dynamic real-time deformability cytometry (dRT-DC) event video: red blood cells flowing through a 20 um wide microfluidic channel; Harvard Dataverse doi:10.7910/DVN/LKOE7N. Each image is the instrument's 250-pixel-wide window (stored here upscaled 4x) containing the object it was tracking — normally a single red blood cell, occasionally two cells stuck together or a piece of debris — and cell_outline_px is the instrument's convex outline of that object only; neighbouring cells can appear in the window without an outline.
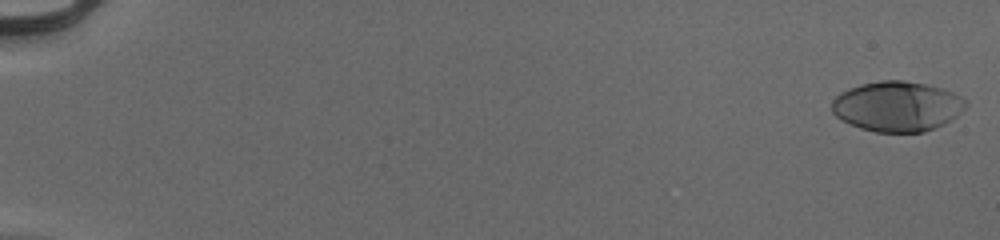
{"species": "human", "species_latin": "Homo sapiens", "temperature_condition": "cold", "stored_images_in_passage": 54, "camera_frame_rate_fps": 3000, "um_per_image_px": 0.085, "donor": {"sex": "male"}, "frame": {"image": 1, "passage_image": 1, "time_ms": 0.0, "image_size_px": [1000, 240], "cell_outline_px": [[968, 104], [952, 120], [944, 124], [924, 132], [876, 132], [860, 128], [836, 116], [832, 112], [832, 100], [840, 92], [848, 88], [860, 84], [880, 80], [904, 80], [924, 84], [940, 88], [952, 92], [968, 100]], "centroid_in_image_um": [76.26, 9.03], "position_along_channel_um": 8.7, "area_um2": 39.13}}
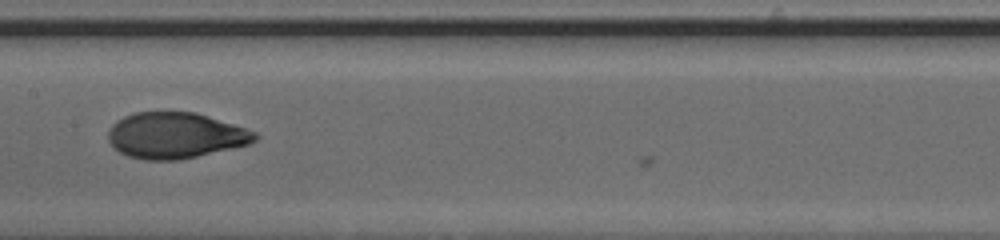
{"frame": {"image": 2, "passage_image": 30, "time_ms": 9.667, "image_size_px": [1000, 240], "cell_outline_px": [[260, 136], [256, 140], [248, 144], [232, 148], [196, 156], [176, 160], [144, 160], [128, 156], [112, 148], [108, 140], [108, 132], [112, 124], [116, 120], [124, 116], [136, 112], [196, 112], [256, 132]], "centroid_in_image_um": [14.86, 11.51], "position_along_channel_um": 192.5, "area_um2": 39.19}}
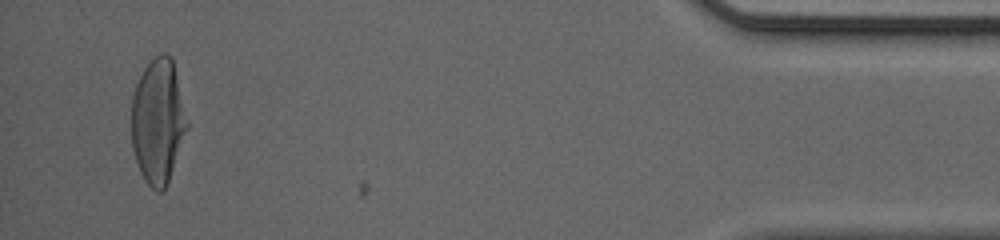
{"frame": {"image": 3, "passage_image": 52, "time_ms": 17.0, "image_size_px": [1000, 240], "cell_outline_px": [[188, 128], [168, 184], [160, 192], [156, 192], [144, 180], [140, 172], [132, 148], [132, 96], [136, 84], [144, 68], [160, 52], [164, 52], [172, 56], [188, 124]], "centroid_in_image_um": [13.43, 10.32], "position_along_channel_um": 421.8, "area_um2": 40.46}, "authors_computed_cell_mechanics": {"area_um2": 39.0728, "velocity_mm_per_s": 4.0, "shape_relaxation_time_tau1_ms": 4.8733, "shape_relaxation_time_tau2_ms": null, "deformation_change_tau1": 0.2258, "deformation_change_tau2": null}}